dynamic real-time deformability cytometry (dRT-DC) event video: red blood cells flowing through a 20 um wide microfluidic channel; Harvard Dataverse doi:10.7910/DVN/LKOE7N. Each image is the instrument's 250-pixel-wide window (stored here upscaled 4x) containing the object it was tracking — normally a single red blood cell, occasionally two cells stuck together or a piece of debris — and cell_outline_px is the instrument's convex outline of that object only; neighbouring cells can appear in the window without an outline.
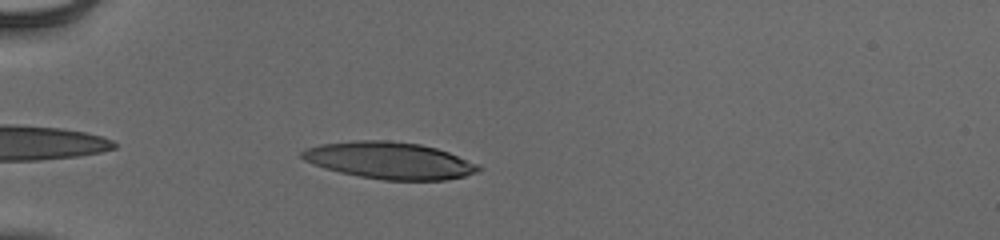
{"species": "human", "species_latin": "Homo sapiens", "temperature_condition": "cold", "stored_images_in_passage": 40, "camera_frame_rate_fps": 3000, "um_per_image_px": 0.085, "donor": {"sex": "male"}, "frame": {"image": 1, "passage_image": 3, "time_ms": 0.667, "image_size_px": [1000, 240], "cell_outline_px": [[484, 168], [480, 172], [464, 176], [444, 180], [384, 180], [360, 176], [340, 172], [324, 168], [312, 164], [304, 160], [300, 156], [300, 152], [304, 148], [320, 144], [360, 140], [388, 140], [420, 144], [436, 148], [448, 152], [480, 164]], "centroid_in_image_um": [33.13, 13.64], "position_along_channel_um": 51.9, "area_um2": 38.15}}
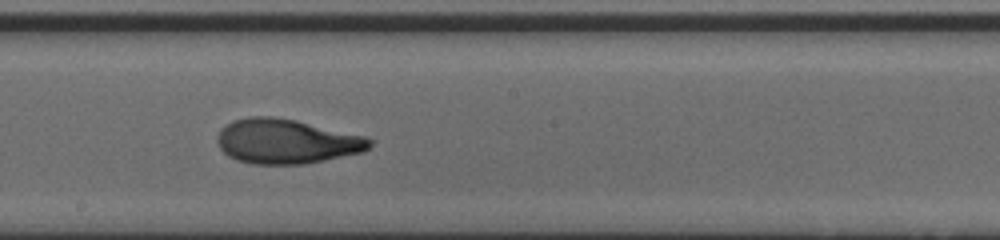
{"frame": {"image": 2, "passage_image": 18, "time_ms": 5.667, "image_size_px": [1000, 240], "cell_outline_px": [[372, 144], [364, 152], [304, 164], [252, 164], [236, 160], [228, 156], [220, 148], [216, 140], [216, 136], [220, 128], [224, 124], [232, 120], [248, 116], [272, 116], [296, 120], [364, 136], [372, 140]], "centroid_in_image_um": [24.29, 12.01], "position_along_channel_um": 223.9, "area_um2": 39.88}}
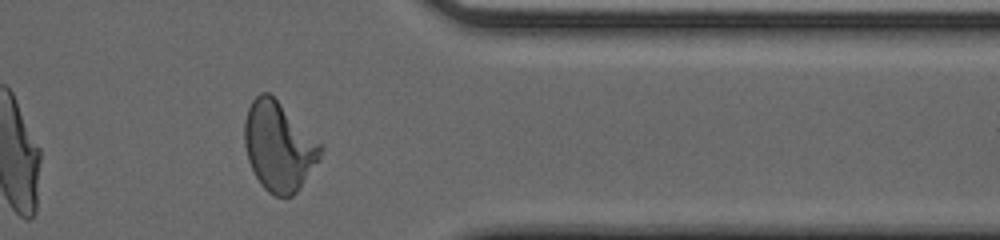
{"frame": {"image": 3, "passage_image": 31, "time_ms": 10.0, "image_size_px": [1000, 240], "cell_outline_px": [[324, 148], [320, 156], [300, 188], [292, 196], [276, 196], [268, 192], [260, 184], [248, 160], [244, 144], [244, 120], [248, 108], [252, 100], [260, 92], [268, 92], [324, 144]], "centroid_in_image_um": [23.69, 12.43], "position_along_channel_um": 387.7, "area_um2": 39.48}, "authors_computed_cell_mechanics": {"area_um2": 38.5526, "velocity_mm_per_s": 3.952, "shape_relaxation_time_tau1_ms": 6.0075, "shape_relaxation_time_tau2_ms": 1.398, "deformation_change_tau1": 0.26, "deformation_change_tau2": 0.0806}}